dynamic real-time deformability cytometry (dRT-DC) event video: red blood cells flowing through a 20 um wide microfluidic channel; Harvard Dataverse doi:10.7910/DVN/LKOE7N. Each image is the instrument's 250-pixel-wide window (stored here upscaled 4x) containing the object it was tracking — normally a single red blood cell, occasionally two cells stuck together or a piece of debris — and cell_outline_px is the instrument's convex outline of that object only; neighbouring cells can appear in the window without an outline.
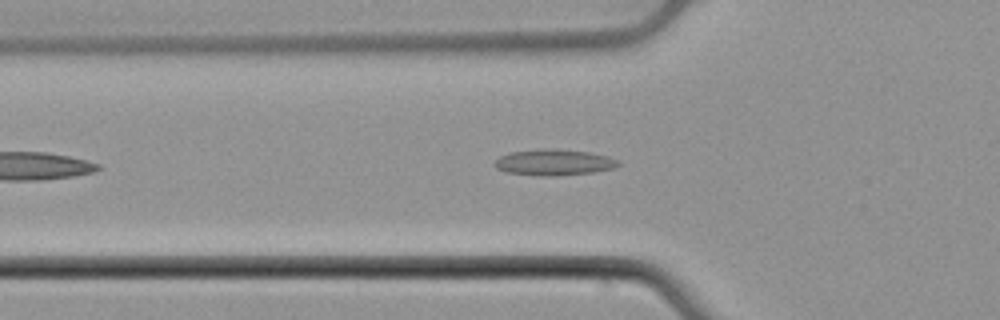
{"species": "common noctule bat (a hibernating species)", "species_latin": "Nyctalus noctula", "temperature_condition": "cold", "stored_images_in_passage": 36, "camera_frame_rate_fps": 3000, "um_per_image_px": 0.085, "animal": {"sex": "male", "body_mass_g": 21.5, "forearm_length_mm": 52.0}, "frame": {"image": 1, "passage_image": 2, "time_ms": 0.333, "image_size_px": [1000, 320], "cell_outline_px": [[620, 164], [612, 168], [592, 172], [556, 176], [540, 176], [508, 172], [496, 168], [492, 164], [500, 156], [512, 152], [544, 148], [548, 148], [588, 152], [608, 156], [616, 160]], "centroid_in_image_um": [47.05, 13.8], "position_along_channel_um": 78.8, "area_um2": 18.55}}
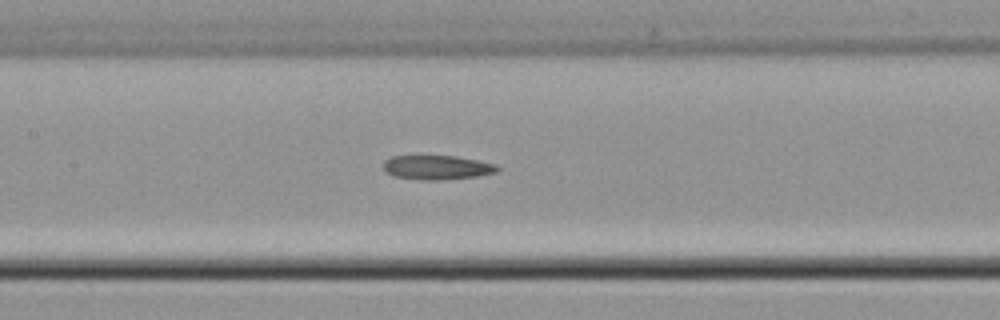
{"frame": {"image": 2, "passage_image": 9, "time_ms": 2.667, "image_size_px": [1000, 320], "cell_outline_px": [[500, 168], [496, 172], [476, 176], [444, 180], [420, 180], [392, 176], [384, 168], [384, 160], [392, 156], [456, 156], [476, 160], [492, 164]], "centroid_in_image_um": [37.11, 14.24], "position_along_channel_um": 170.3, "area_um2": 15.95}}
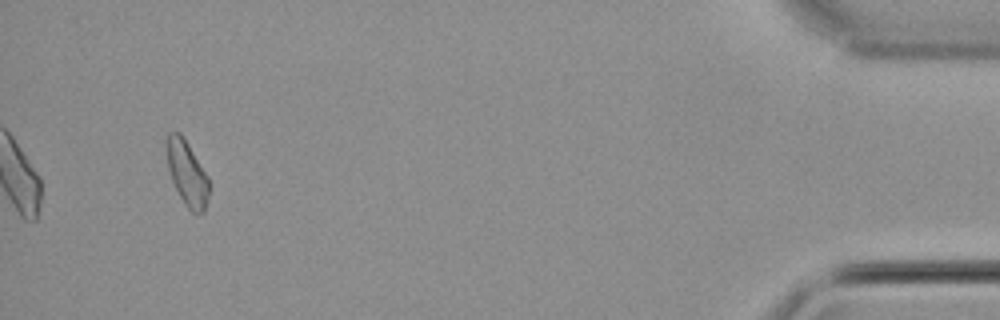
{"frame": {"image": 3, "passage_image": 34, "time_ms": 11.0, "image_size_px": [1000, 320], "cell_outline_px": [[208, 196], [204, 212], [196, 216], [184, 204], [172, 180], [168, 168], [168, 132], [180, 132], [188, 144], [208, 176]], "centroid_in_image_um": [15.92, 14.78], "position_along_channel_um": 419.3, "area_um2": 15.61}}